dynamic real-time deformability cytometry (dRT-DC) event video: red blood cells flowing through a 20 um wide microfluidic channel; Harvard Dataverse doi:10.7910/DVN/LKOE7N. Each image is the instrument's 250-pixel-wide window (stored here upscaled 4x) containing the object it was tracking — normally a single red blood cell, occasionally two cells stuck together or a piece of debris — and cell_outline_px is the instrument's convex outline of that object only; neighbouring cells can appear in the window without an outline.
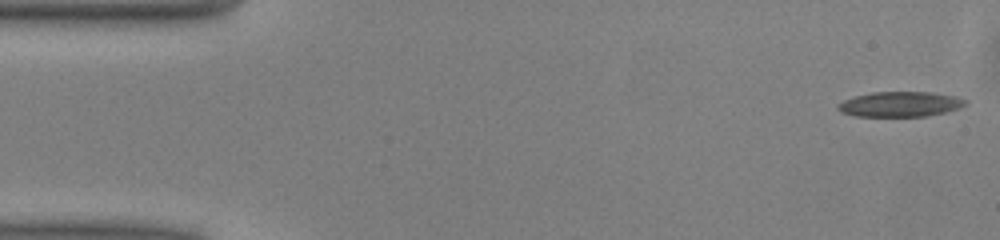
{"species": "common noctule bat (a hibernating species)", "species_latin": "Nyctalus noctula", "temperature_condition": "warm", "stored_images_in_passage": 49, "camera_frame_rate_fps": 3000, "um_per_image_px": 0.085, "animal": {"sex": "male", "body_mass_g": 13.0, "forearm_length_mm": 53.1}, "frame": {"image": 1, "passage_image": 1, "time_ms": 0.0, "image_size_px": [1000, 240], "cell_outline_px": [[968, 104], [960, 108], [928, 116], [856, 116], [840, 112], [836, 108], [836, 104], [844, 100], [856, 96], [872, 92], [932, 92], [956, 96], [968, 100]], "centroid_in_image_um": [76.53, 8.85], "position_along_channel_um": 8.5, "area_um2": 18.79}}
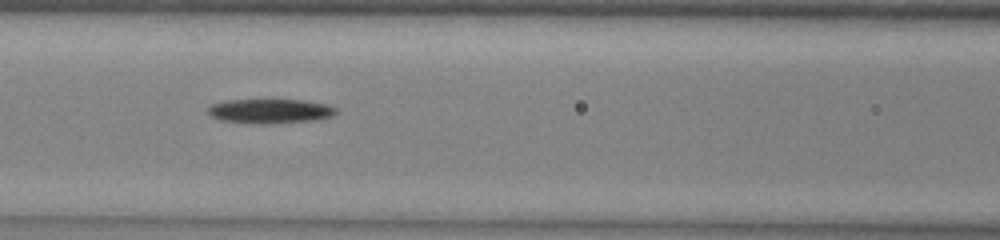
{"frame": {"image": 2, "passage_image": 20, "time_ms": 6.333, "image_size_px": [1000, 240], "cell_outline_px": [[336, 112], [332, 116], [320, 120], [272, 124], [248, 124], [220, 120], [212, 116], [208, 112], [208, 108], [212, 104], [228, 100], [304, 100], [328, 104], [336, 108]], "centroid_in_image_um": [22.99, 9.46], "position_along_channel_um": 143.6, "area_um2": 18.55}}
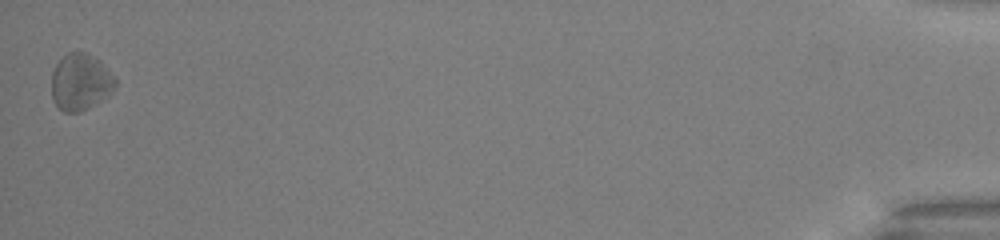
{"frame": {"image": 3, "passage_image": 49, "time_ms": 16.0, "image_size_px": [1000, 240], "cell_outline_px": [[116, 84], [112, 92], [104, 100], [80, 112], [64, 112], [52, 100], [52, 72], [56, 64], [68, 52], [84, 52], [100, 60], [116, 80]], "centroid_in_image_um": [6.85, 6.99], "position_along_channel_um": 428.4, "area_um2": 21.04}, "authors_computed_cell_mechanics": {"area_um2": 18.8428, "velocity_mm_per_s": 4.0452, "shape_relaxation_time_tau1_ms": 1.9465, "shape_relaxation_time_tau2_ms": null, "deformation_change_tau1": 0.0806, "deformation_change_tau2": null}}